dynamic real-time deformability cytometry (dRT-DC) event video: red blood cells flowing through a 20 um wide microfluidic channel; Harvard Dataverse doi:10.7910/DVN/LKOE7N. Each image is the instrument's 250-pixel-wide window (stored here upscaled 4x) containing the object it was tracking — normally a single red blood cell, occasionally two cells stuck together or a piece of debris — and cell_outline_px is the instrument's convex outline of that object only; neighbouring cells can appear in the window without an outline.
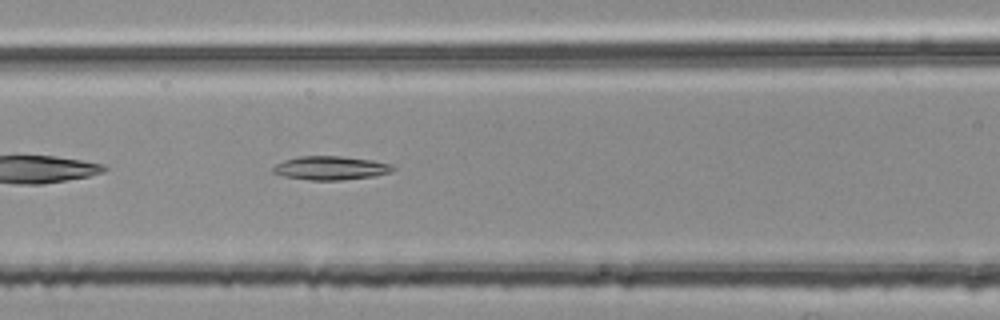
{"species": "common noctule bat (a hibernating species)", "species_latin": "Nyctalus noctula", "temperature_condition": "room temperature", "stored_images_in_passage": 7, "camera_frame_rate_fps": 3000, "um_per_image_px": 0.085, "animal": {"sex": "female", "body_mass_g": 25.1}, "frame": {"image": 1, "passage_image": 7, "time_ms": 2.0, "image_size_px": [1000, 320], "cell_outline_px": [[396, 168], [392, 172], [372, 176], [340, 180], [308, 180], [284, 176], [272, 172], [272, 168], [276, 164], [284, 160], [300, 156], [340, 156], [372, 160], [392, 164]], "centroid_in_image_um": [28.11, 14.28], "position_along_channel_um": 138.5, "area_um2": 16.53}}